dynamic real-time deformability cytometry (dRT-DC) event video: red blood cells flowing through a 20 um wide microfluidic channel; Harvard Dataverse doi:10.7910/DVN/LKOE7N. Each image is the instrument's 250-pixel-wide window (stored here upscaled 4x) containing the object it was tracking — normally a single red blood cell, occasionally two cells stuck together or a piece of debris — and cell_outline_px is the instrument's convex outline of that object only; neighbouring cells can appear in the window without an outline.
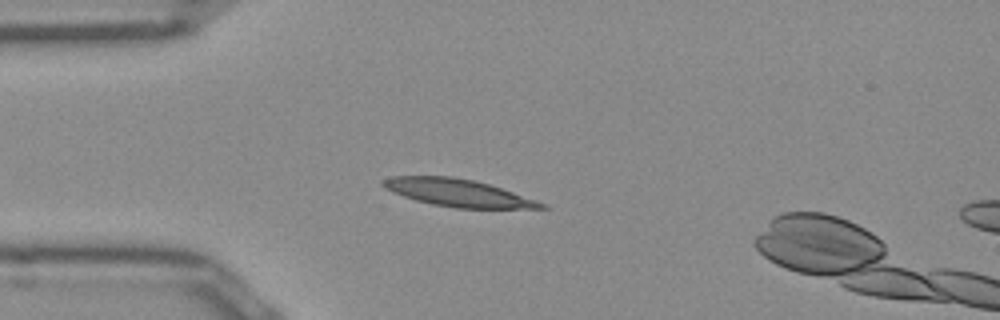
{"species": "Egyptian fruit bat (a non-hibernating species)", "species_latin": "Rousettus aegyptiacus", "temperature_condition": "room temperature", "stored_images_in_passage": 51, "camera_frame_rate_fps": 3000, "um_per_image_px": 0.085, "frame": {"image": 1, "passage_image": 12, "time_ms": 3.667, "image_size_px": [1000, 320], "cell_outline_px": [[548, 208], [456, 208], [432, 204], [416, 200], [392, 192], [384, 188], [380, 184], [380, 180], [392, 176], [452, 176], [472, 180], [488, 184], [548, 204]], "centroid_in_image_um": [38.87, 16.38], "position_along_channel_um": 46.1, "area_um2": 25.09}}
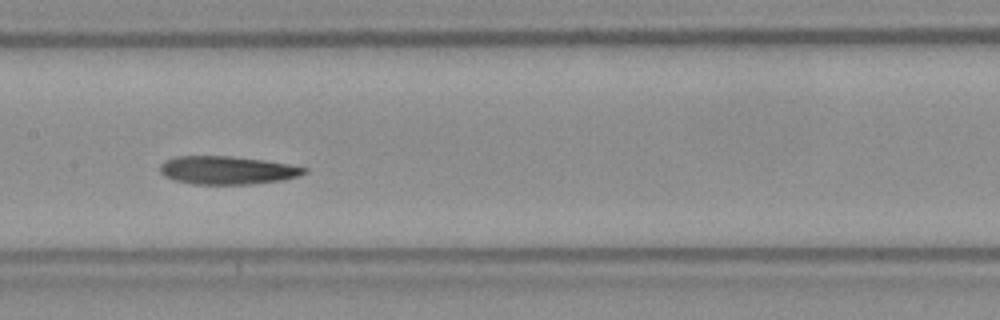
{"frame": {"image": 2, "passage_image": 24, "time_ms": 7.667, "image_size_px": [1000, 320], "cell_outline_px": [[308, 172], [296, 176], [280, 180], [252, 184], [192, 184], [176, 180], [164, 176], [160, 172], [160, 164], [164, 160], [176, 156], [232, 156], [264, 160], [288, 164], [308, 168]], "centroid_in_image_um": [19.28, 14.46], "position_along_channel_um": 188.1, "area_um2": 23.64}}
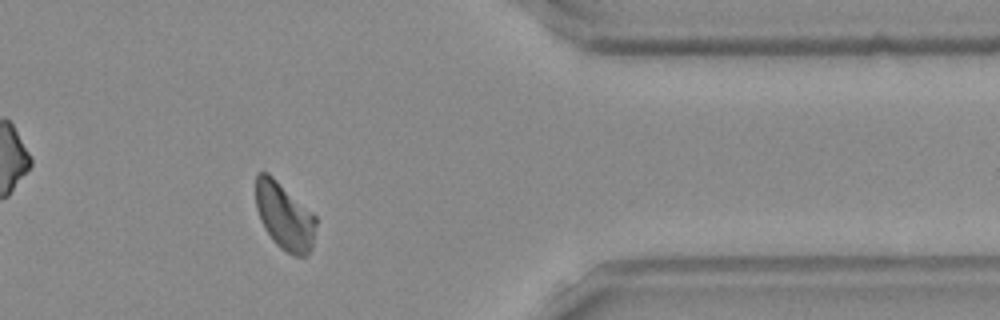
{"frame": {"image": 3, "passage_image": 41, "time_ms": 13.333, "image_size_px": [1000, 320], "cell_outline_px": [[316, 224], [312, 248], [304, 256], [292, 256], [280, 248], [272, 240], [264, 228], [260, 220], [256, 208], [256, 172], [268, 172], [312, 212], [316, 216]], "centroid_in_image_um": [24.17, 18.38], "position_along_channel_um": 387.2, "area_um2": 23.58}, "authors_computed_cell_mechanics": {"area_um2": 24.276, "velocity_mm_per_s": 3.8929, "shape_relaxation_time_tau1_ms": null, "shape_relaxation_time_tau2_ms": 7.8877, "deformation_change_tau1": null, "deformation_change_tau2": 0.1476}}